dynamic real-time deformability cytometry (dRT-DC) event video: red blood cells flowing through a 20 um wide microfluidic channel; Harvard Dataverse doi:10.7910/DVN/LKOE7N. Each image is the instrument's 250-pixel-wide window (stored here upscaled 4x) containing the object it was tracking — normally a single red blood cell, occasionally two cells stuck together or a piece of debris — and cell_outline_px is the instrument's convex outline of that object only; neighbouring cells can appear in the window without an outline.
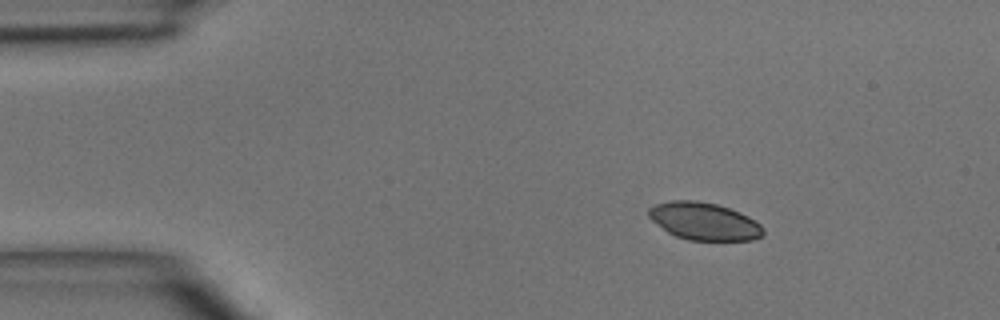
{"species": "common noctule bat (a hibernating species)", "species_latin": "Nyctalus noctula", "temperature_condition": "room temperature", "stored_images_in_passage": 3, "camera_frame_rate_fps": 3000, "um_per_image_px": 0.085, "animal": {"sex": "male", "body_mass_g": 15.6}, "frame": {"image": 1, "passage_image": 1, "time_ms": 0.0, "image_size_px": [1000, 320], "cell_outline_px": [[764, 236], [752, 240], [688, 240], [676, 236], [668, 232], [652, 220], [648, 216], [648, 208], [656, 204], [672, 200], [696, 200], [716, 204], [740, 212], [756, 220], [764, 228]], "centroid_in_image_um": [59.87, 18.81], "position_along_channel_um": 25.1, "area_um2": 25.09}}
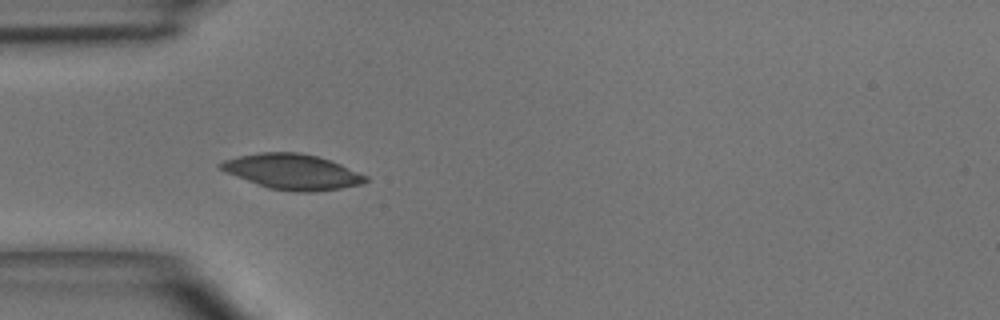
{"frame": {"image": 2, "passage_image": 2, "time_ms": 2.333, "image_size_px": [1000, 320], "cell_outline_px": [[368, 180], [364, 184], [340, 188], [312, 192], [296, 192], [268, 188], [228, 172], [220, 168], [216, 164], [224, 160], [240, 156], [260, 152], [300, 152], [316, 156], [340, 164], [368, 176]], "centroid_in_image_um": [24.89, 14.6], "position_along_channel_um": 60.1, "area_um2": 29.48}}